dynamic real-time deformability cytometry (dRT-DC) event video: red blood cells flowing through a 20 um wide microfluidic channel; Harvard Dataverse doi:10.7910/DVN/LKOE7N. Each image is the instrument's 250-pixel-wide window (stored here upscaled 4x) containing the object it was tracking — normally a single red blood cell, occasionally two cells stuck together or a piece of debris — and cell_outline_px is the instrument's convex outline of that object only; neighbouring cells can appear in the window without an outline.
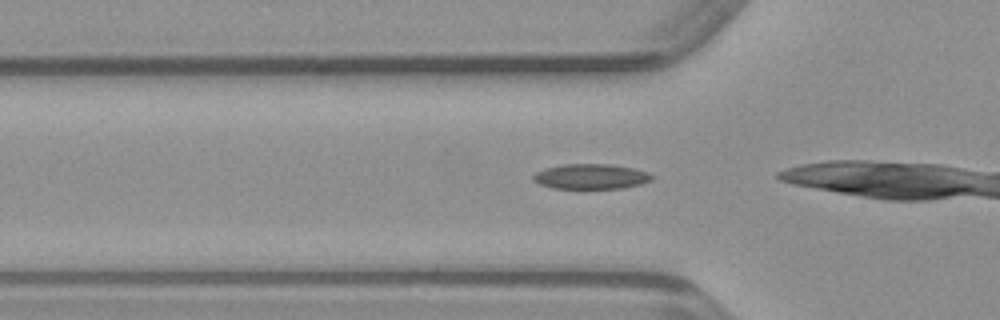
{"species": "common noctule bat (a hibernating species)", "species_latin": "Nyctalus noctula", "temperature_condition": "warm", "stored_images_in_passage": 12, "camera_frame_rate_fps": 3000, "um_per_image_px": 0.085, "animal": {"sex": "male", "body_mass_g": 23.1, "forearm_length_mm": 52.7}, "frame": {"image": 1, "passage_image": 10, "time_ms": 3.0, "image_size_px": [1000, 320], "cell_outline_px": [[652, 180], [640, 184], [624, 188], [552, 188], [540, 184], [532, 180], [532, 176], [536, 172], [544, 168], [564, 164], [612, 164], [632, 168], [648, 172], [652, 176]], "centroid_in_image_um": [50.2, 15.0], "position_along_channel_um": 75.6, "area_um2": 17.34}}